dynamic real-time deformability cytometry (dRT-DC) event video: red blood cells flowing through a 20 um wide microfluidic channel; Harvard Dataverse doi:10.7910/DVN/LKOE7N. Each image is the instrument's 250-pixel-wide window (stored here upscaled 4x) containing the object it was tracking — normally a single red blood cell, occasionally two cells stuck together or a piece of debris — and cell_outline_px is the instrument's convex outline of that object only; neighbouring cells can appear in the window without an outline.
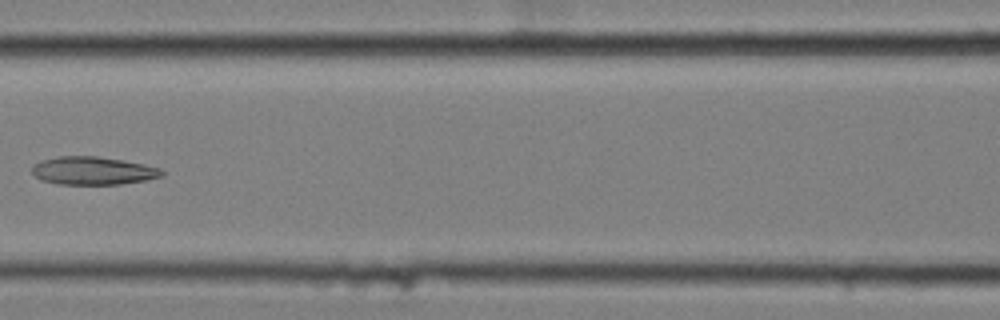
{"species": "common noctule bat (a hibernating species)", "species_latin": "Nyctalus noctula", "temperature_condition": "cold", "stored_images_in_passage": 9, "camera_frame_rate_fps": 3000, "um_per_image_px": 0.085, "animal": {"sex": "female", "body_mass_g": 25.1}, "frame": {"image": 1, "passage_image": 7, "time_ms": 2.0, "image_size_px": [1000, 320], "cell_outline_px": [[164, 176], [144, 180], [120, 184], [56, 184], [44, 180], [36, 176], [32, 172], [32, 168], [36, 164], [44, 160], [56, 156], [96, 156], [144, 164], [160, 168], [164, 172]], "centroid_in_image_um": [7.93, 14.51], "position_along_channel_um": 158.7, "area_um2": 20.92}}
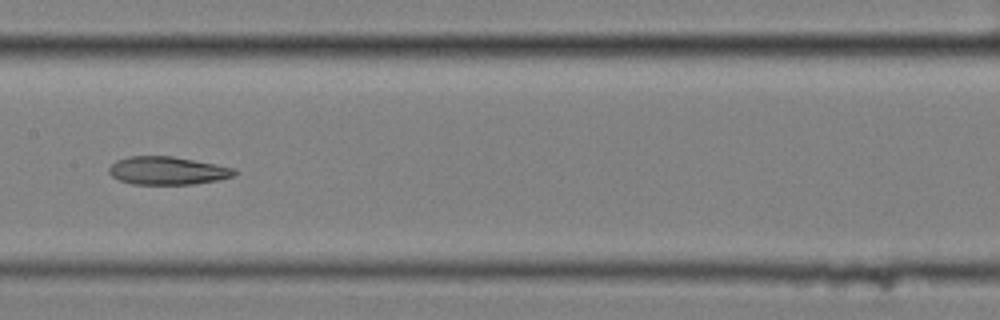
{"frame": {"image": 2, "passage_image": 8, "time_ms": 2.333, "image_size_px": [1000, 320], "cell_outline_px": [[240, 172], [232, 176], [220, 180], [192, 184], [132, 184], [120, 180], [112, 176], [108, 172], [108, 168], [116, 160], [128, 156], [172, 156], [216, 164], [236, 168]], "centroid_in_image_um": [14.26, 14.5], "position_along_channel_um": 193.1, "area_um2": 20.63}}
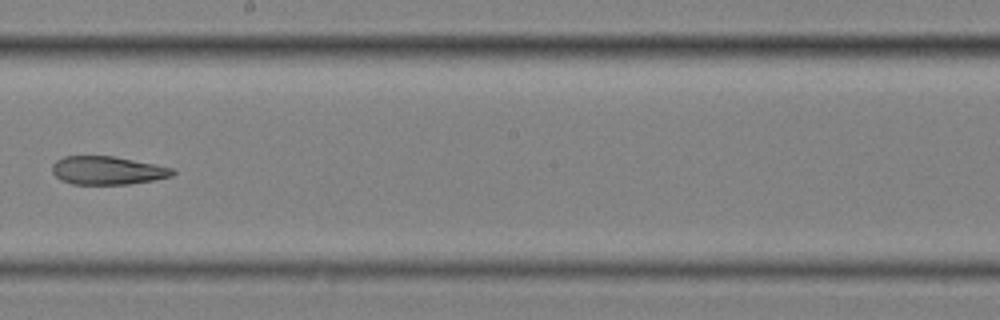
{"frame": {"image": 3, "passage_image": 9, "time_ms": 2.667, "image_size_px": [1000, 320], "cell_outline_px": [[176, 172], [172, 176], [152, 180], [128, 184], [72, 184], [60, 180], [52, 172], [52, 164], [56, 160], [64, 156], [112, 156], [172, 168]], "centroid_in_image_um": [9.08, 14.49], "position_along_channel_um": 239.1, "area_um2": 19.65}}